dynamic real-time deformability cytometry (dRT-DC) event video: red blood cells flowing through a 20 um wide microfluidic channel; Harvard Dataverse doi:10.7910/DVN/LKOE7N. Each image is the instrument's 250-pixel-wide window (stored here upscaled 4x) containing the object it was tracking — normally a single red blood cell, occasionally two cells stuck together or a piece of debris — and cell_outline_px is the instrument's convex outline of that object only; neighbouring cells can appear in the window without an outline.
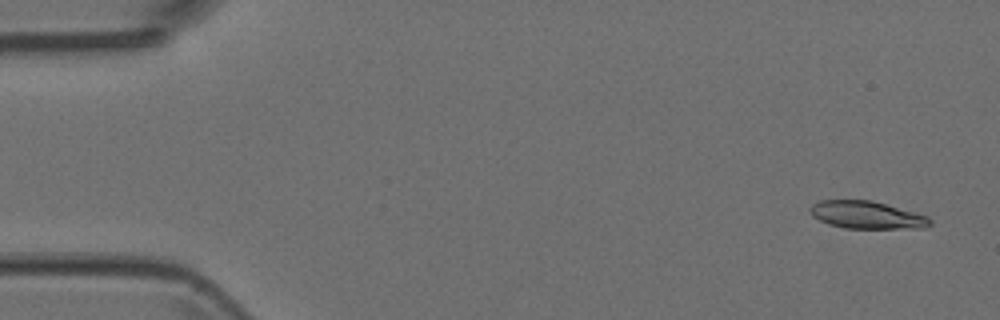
{"species": "Egyptian fruit bat (a non-hibernating species)", "species_latin": "Rousettus aegyptiacus", "temperature_condition": "room temperature", "stored_images_in_passage": 9, "camera_frame_rate_fps": 3000, "um_per_image_px": 0.085, "animal": {"sex": "female"}, "frame": {"image": 1, "passage_image": 1, "time_ms": 0.0, "image_size_px": [1000, 320], "cell_outline_px": [[932, 224], [924, 228], [844, 228], [828, 224], [812, 216], [808, 212], [808, 208], [812, 204], [820, 200], [872, 200], [928, 216], [932, 220]], "centroid_in_image_um": [73.65, 18.27], "position_along_channel_um": 11.3, "area_um2": 19.36}}
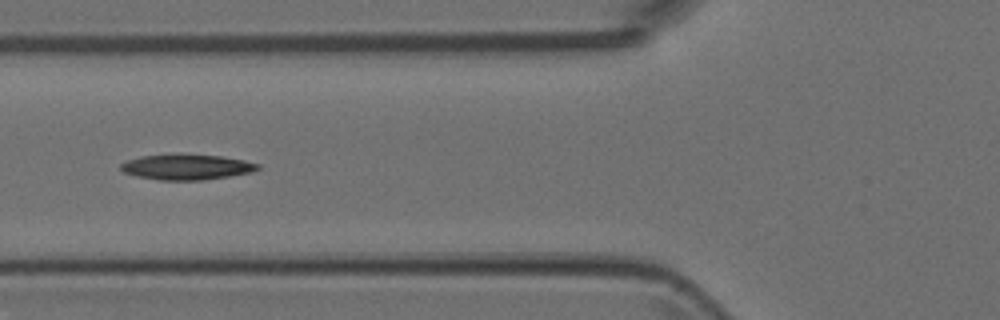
{"frame": {"image": 2, "passage_image": 6, "time_ms": 1.667, "image_size_px": [1000, 320], "cell_outline_px": [[260, 168], [252, 172], [204, 180], [160, 180], [136, 176], [124, 172], [120, 168], [120, 164], [128, 160], [140, 156], [220, 156], [244, 160], [260, 164]], "centroid_in_image_um": [15.88, 14.23], "position_along_channel_um": 109.9, "area_um2": 19.59}}
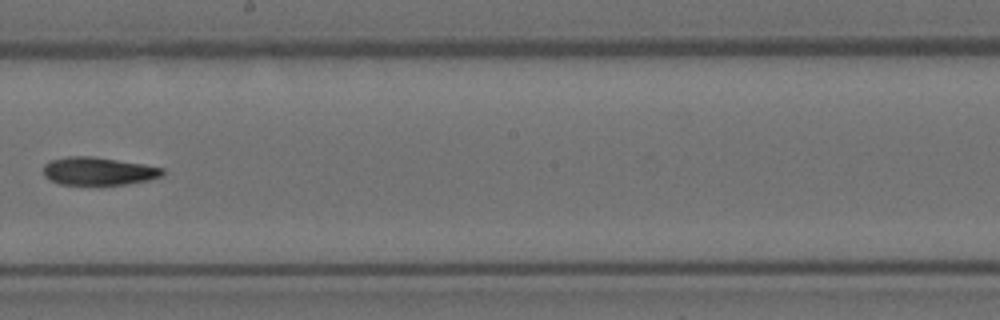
{"frame": {"image": 3, "passage_image": 9, "time_ms": 2.667, "image_size_px": [1000, 320], "cell_outline_px": [[164, 176], [148, 180], [124, 184], [60, 184], [48, 180], [44, 176], [44, 164], [48, 160], [68, 156], [92, 156], [144, 164], [164, 168]], "centroid_in_image_um": [8.35, 14.53], "position_along_channel_um": 239.9, "area_um2": 19.48}}